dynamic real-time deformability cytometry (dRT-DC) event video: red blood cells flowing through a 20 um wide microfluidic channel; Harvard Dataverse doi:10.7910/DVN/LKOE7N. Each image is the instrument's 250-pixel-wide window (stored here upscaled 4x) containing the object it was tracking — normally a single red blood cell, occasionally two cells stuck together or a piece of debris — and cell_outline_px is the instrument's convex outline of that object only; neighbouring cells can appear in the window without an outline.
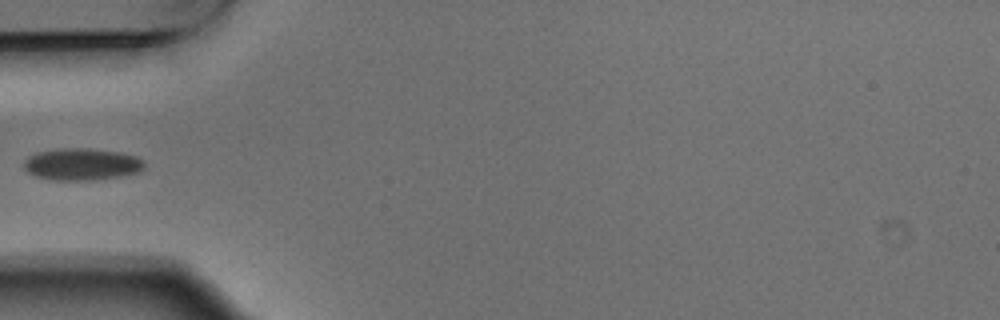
{"species": "Egyptian fruit bat (a non-hibernating species)", "species_latin": "Rousettus aegyptiacus", "temperature_condition": "warm", "stored_images_in_passage": 5, "camera_frame_rate_fps": 3000, "um_per_image_px": 0.085, "animal": {"sex": "male"}, "frame": {"image": 1, "passage_image": 4, "time_ms": 1.0, "image_size_px": [1000, 320], "cell_outline_px": [[144, 168], [140, 172], [120, 176], [92, 180], [52, 180], [36, 176], [28, 172], [24, 168], [24, 160], [28, 156], [36, 152], [60, 148], [88, 148], [120, 152], [136, 156], [144, 160]], "centroid_in_image_um": [6.95, 13.95], "position_along_channel_um": 78.0, "area_um2": 22.6}}
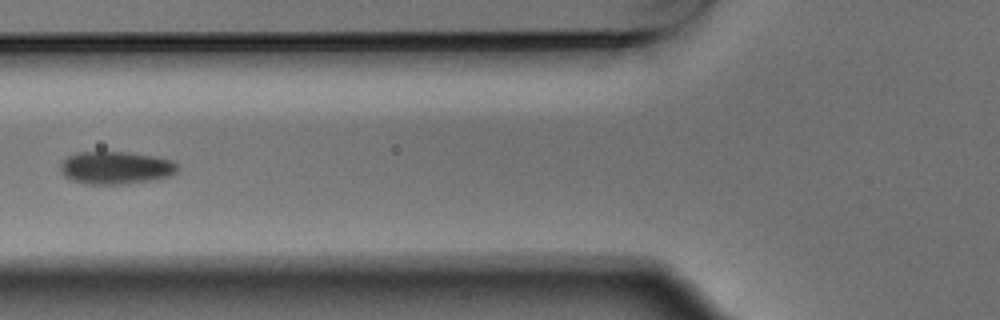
{"frame": {"image": 2, "passage_image": 5, "time_ms": 1.333, "image_size_px": [1000, 320], "cell_outline_px": [[176, 172], [172, 176], [152, 180], [128, 184], [84, 184], [72, 180], [64, 176], [60, 172], [60, 164], [68, 156], [76, 152], [128, 152], [152, 156], [172, 160], [176, 164]], "centroid_in_image_um": [9.81, 14.27], "position_along_channel_um": 116.0, "area_um2": 22.43}}